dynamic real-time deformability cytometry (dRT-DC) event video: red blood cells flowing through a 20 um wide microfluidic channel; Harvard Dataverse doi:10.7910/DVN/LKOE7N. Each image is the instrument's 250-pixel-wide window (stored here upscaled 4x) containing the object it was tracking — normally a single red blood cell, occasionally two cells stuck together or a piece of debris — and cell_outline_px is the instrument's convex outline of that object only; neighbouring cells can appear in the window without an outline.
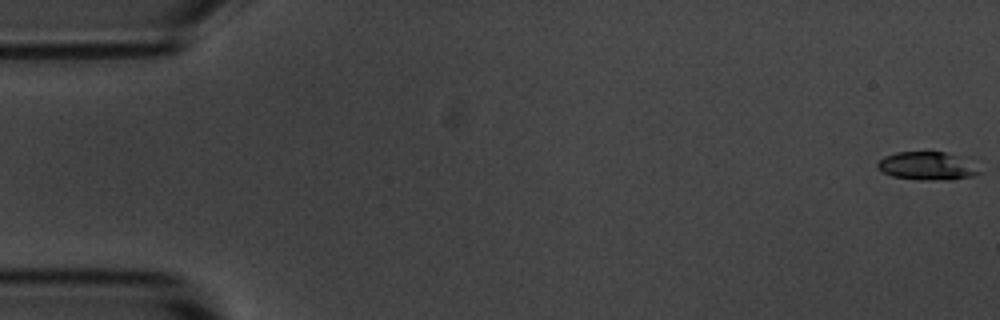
{"species": "common noctule bat (a hibernating species)", "species_latin": "Nyctalus noctula", "temperature_condition": "room temperature", "stored_images_in_passage": 57, "camera_frame_rate_fps": 3000, "um_per_image_px": 0.085, "animal": {"sex": "male", "body_mass_g": 20.1, "forearm_length_mm": 53.5}, "frame": {"image": 1, "passage_image": 1, "time_ms": 0.0, "image_size_px": [1000, 320], "cell_outline_px": [[980, 172], [976, 176], [952, 180], [916, 180], [892, 176], [876, 168], [876, 164], [884, 156], [896, 152], [944, 152], [968, 156]], "centroid_in_image_um": [78.87, 14.1], "position_along_channel_um": 6.1, "area_um2": 17.22}}
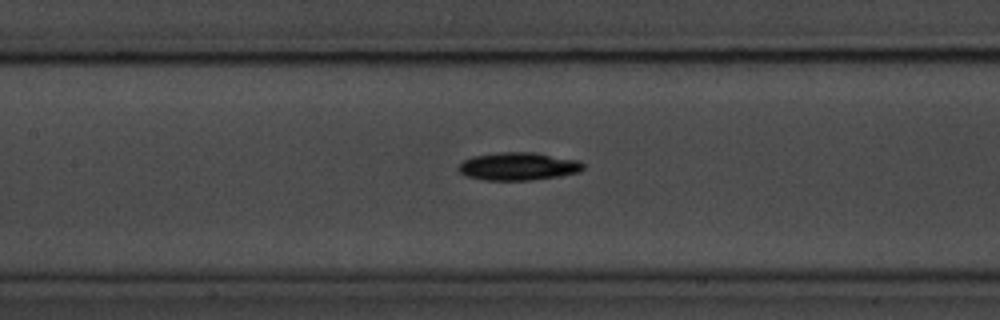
{"frame": {"image": 2, "passage_image": 26, "time_ms": 8.333, "image_size_px": [1000, 320], "cell_outline_px": [[584, 168], [580, 172], [560, 176], [532, 180], [484, 180], [464, 176], [456, 168], [464, 160], [472, 156], [500, 152], [536, 152], [580, 160], [584, 164]], "centroid_in_image_um": [44.07, 14.13], "position_along_channel_um": 163.3, "area_um2": 20.58}}
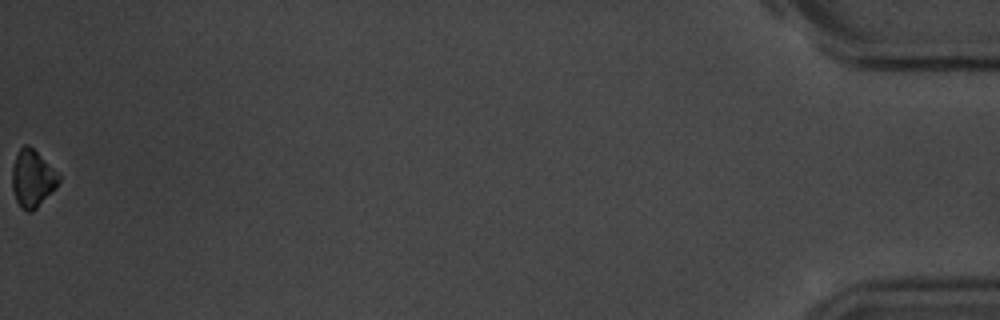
{"frame": {"image": 3, "passage_image": 57, "time_ms": 18.667, "image_size_px": [1000, 320], "cell_outline_px": [[60, 180], [56, 188], [32, 212], [28, 212], [20, 208], [16, 200], [12, 188], [12, 164], [20, 148], [24, 144], [28, 144], [60, 176]], "centroid_in_image_um": [2.73, 15.2], "position_along_channel_um": 432.5, "area_um2": 15.37}, "authors_computed_cell_mechanics": {"area_um2": 17.5712, "velocity_mm_per_s": 3.5829, "shape_relaxation_time_tau1_ms": 5.4933, "shape_relaxation_time_tau2_ms": null, "deformation_change_tau1": 0.1675, "deformation_change_tau2": null}}